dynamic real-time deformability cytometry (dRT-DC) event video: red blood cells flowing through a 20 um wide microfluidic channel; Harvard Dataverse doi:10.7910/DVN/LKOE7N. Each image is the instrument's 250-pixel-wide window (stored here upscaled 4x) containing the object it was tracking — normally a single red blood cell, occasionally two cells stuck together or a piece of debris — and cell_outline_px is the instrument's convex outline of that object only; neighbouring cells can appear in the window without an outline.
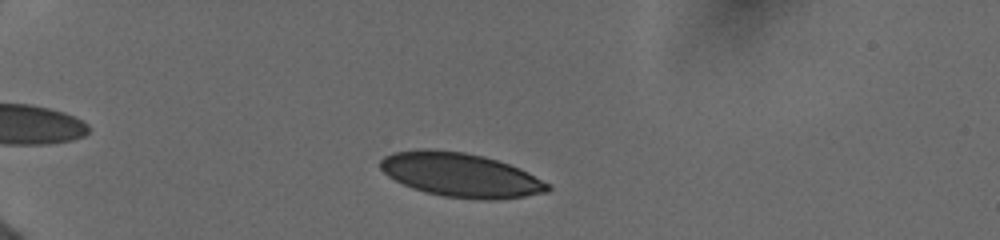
{"species": "human", "species_latin": "Homo sapiens", "temperature_condition": "cold", "stored_images_in_passage": 24, "camera_frame_rate_fps": 3000, "um_per_image_px": 0.085, "donor": {"sex": "female"}, "frame": {"image": 1, "passage_image": 4, "time_ms": 1.333, "image_size_px": [1000, 240], "cell_outline_px": [[552, 188], [548, 192], [500, 200], [480, 200], [444, 196], [424, 192], [412, 188], [388, 176], [380, 168], [380, 160], [384, 156], [392, 152], [424, 148], [428, 148], [464, 152], [484, 156], [520, 168], [552, 184]], "centroid_in_image_um": [39.18, 14.87], "position_along_channel_um": 45.8, "area_um2": 43.35}}
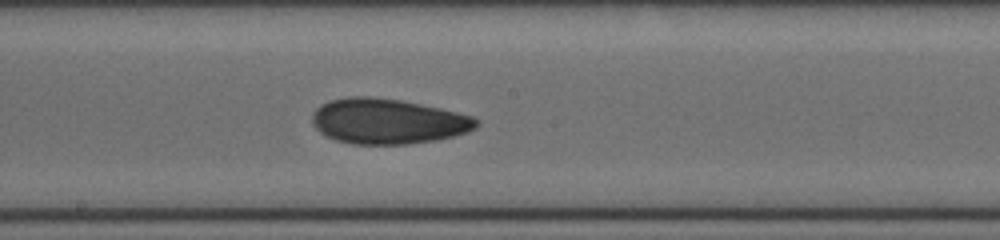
{"frame": {"image": 2, "passage_image": 15, "time_ms": 7.0, "image_size_px": [1000, 240], "cell_outline_px": [[480, 124], [476, 128], [468, 132], [436, 140], [408, 144], [352, 144], [336, 140], [320, 132], [312, 124], [312, 112], [320, 104], [332, 100], [348, 96], [368, 96], [400, 100], [440, 108], [472, 116], [480, 120]], "centroid_in_image_um": [32.96, 10.31], "position_along_channel_um": 215.2, "area_um2": 43.41}}
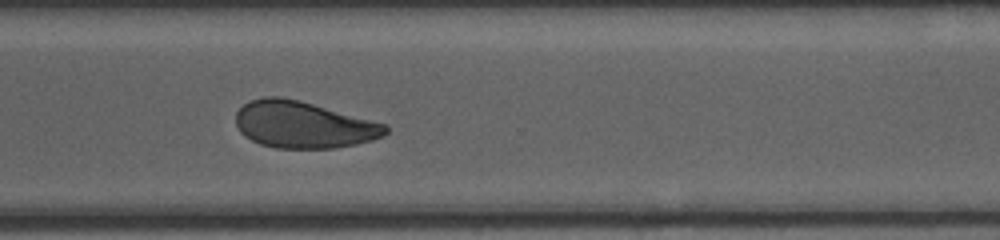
{"frame": {"image": 3, "passage_image": 23, "time_ms": 10.333, "image_size_px": [1000, 240], "cell_outline_px": [[388, 132], [384, 136], [372, 140], [356, 144], [332, 148], [276, 148], [260, 144], [244, 136], [240, 132], [236, 124], [236, 112], [248, 100], [264, 96], [280, 96], [300, 100], [384, 124], [388, 128]], "centroid_in_image_um": [25.74, 10.59], "position_along_channel_um": 344.9, "area_um2": 40.69}}